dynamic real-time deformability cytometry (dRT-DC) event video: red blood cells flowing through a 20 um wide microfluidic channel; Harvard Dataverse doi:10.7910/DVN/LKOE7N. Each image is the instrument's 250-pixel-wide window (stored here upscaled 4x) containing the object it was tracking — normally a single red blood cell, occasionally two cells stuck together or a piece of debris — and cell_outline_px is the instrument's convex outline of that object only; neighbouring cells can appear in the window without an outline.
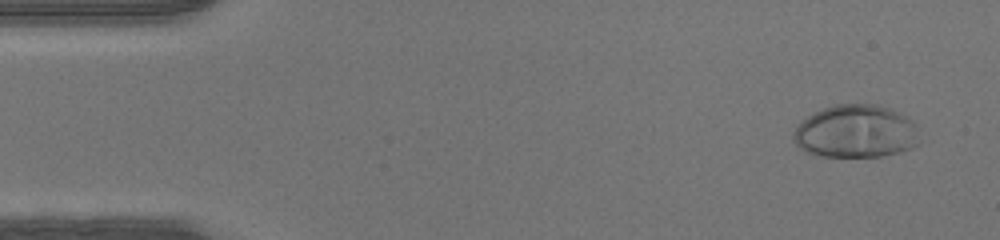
{"species": "human", "species_latin": "Homo sapiens", "temperature_condition": "warm", "stored_images_in_passage": 47, "camera_frame_rate_fps": 3000, "um_per_image_px": 0.085, "donor": {"sex": "male"}, "frame": {"image": 1, "passage_image": 3, "time_ms": 0.667, "image_size_px": [1000, 240], "cell_outline_px": [[920, 144], [912, 148], [900, 152], [880, 156], [816, 156], [800, 148], [792, 140], [792, 132], [796, 124], [808, 116], [832, 104], [876, 104], [900, 112], [908, 116], [920, 128]], "centroid_in_image_um": [72.78, 11.17], "position_along_channel_um": 12.2, "area_um2": 39.59}}
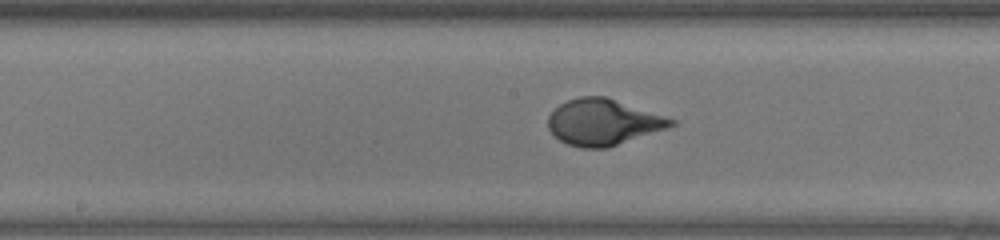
{"frame": {"image": 2, "passage_image": 24, "time_ms": 7.667, "image_size_px": [1000, 240], "cell_outline_px": [[676, 124], [668, 128], [608, 148], [580, 148], [568, 144], [560, 140], [548, 128], [548, 116], [560, 104], [568, 100], [580, 96], [604, 96], [676, 120]], "centroid_in_image_um": [51.26, 10.39], "position_along_channel_um": 196.9, "area_um2": 32.77}}
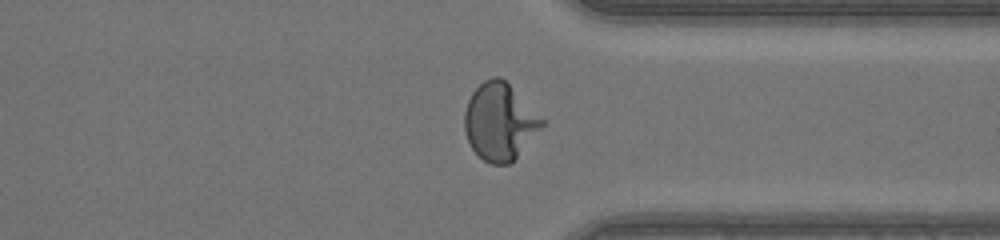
{"frame": {"image": 3, "passage_image": 36, "time_ms": 11.667, "image_size_px": [1000, 240], "cell_outline_px": [[544, 124], [516, 156], [508, 164], [492, 164], [484, 160], [472, 148], [468, 140], [464, 128], [464, 112], [468, 100], [472, 92], [484, 80], [492, 76], [500, 76], [544, 120]], "centroid_in_image_um": [42.43, 10.32], "position_along_channel_um": 369.0, "area_um2": 33.93}}